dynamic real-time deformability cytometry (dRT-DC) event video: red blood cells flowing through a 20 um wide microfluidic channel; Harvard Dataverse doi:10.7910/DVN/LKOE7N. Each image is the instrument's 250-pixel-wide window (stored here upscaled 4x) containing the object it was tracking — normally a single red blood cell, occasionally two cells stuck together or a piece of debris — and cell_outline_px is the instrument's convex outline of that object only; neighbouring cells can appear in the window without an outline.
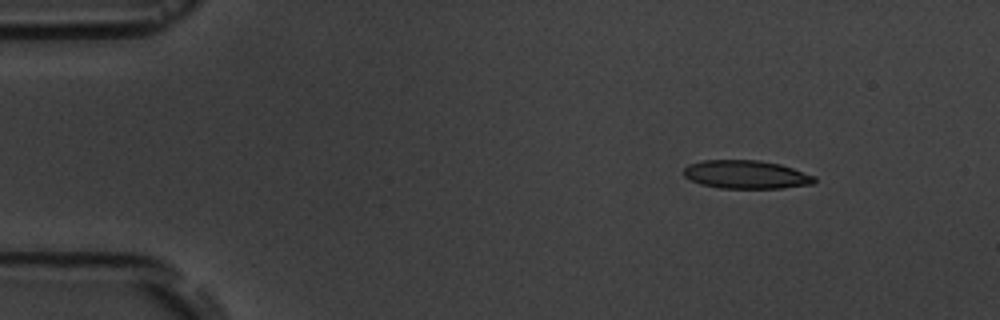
{"species": "common noctule bat (a hibernating species)", "species_latin": "Nyctalus noctula", "temperature_condition": "room temperature", "stored_images_in_passage": 7, "camera_frame_rate_fps": 3000, "um_per_image_px": 0.085, "animal": {"sex": "male", "body_mass_g": 19.5, "forearm_length_mm": 54.6}, "frame": {"image": 1, "passage_image": 1, "time_ms": 0.0, "image_size_px": [1000, 320], "cell_outline_px": [[816, 180], [812, 184], [784, 188], [720, 188], [700, 184], [684, 176], [684, 168], [688, 164], [704, 160], [760, 160], [780, 164], [816, 176]], "centroid_in_image_um": [63.43, 14.83], "position_along_channel_um": 21.6, "area_um2": 21.62}}
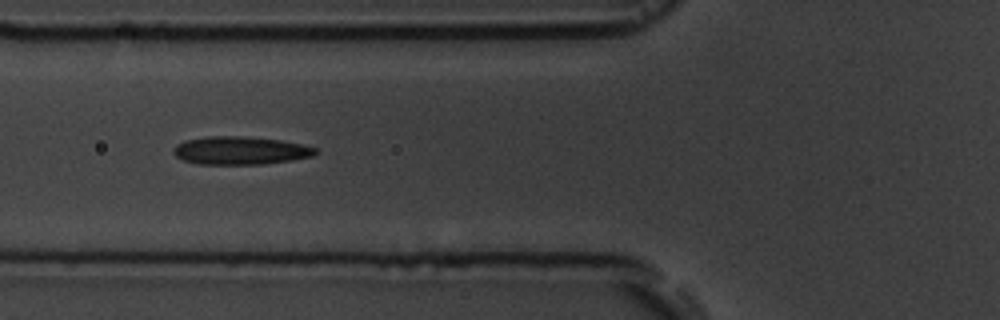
{"frame": {"image": 2, "passage_image": 5, "time_ms": 4.667, "image_size_px": [1000, 320], "cell_outline_px": [[320, 152], [312, 156], [292, 160], [264, 164], [196, 164], [184, 160], [176, 156], [172, 152], [176, 144], [184, 140], [208, 136], [244, 136], [280, 140], [304, 144], [316, 148]], "centroid_in_image_um": [20.44, 12.79], "position_along_channel_um": 105.4, "area_um2": 23.41}}
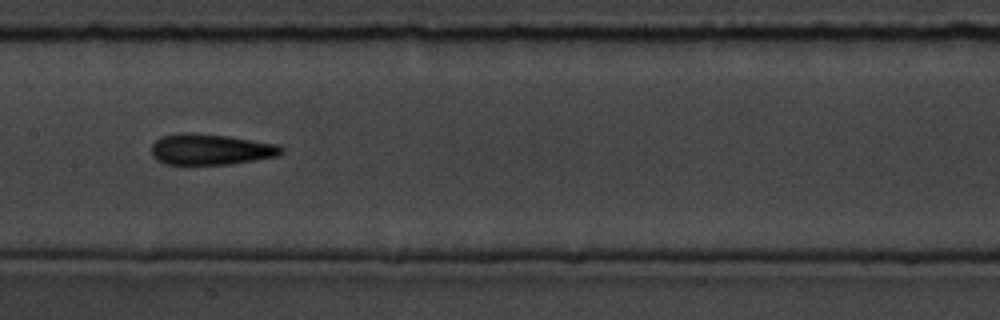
{"frame": {"image": 3, "passage_image": 7, "time_ms": 7.0, "image_size_px": [1000, 320], "cell_outline_px": [[284, 152], [276, 156], [256, 160], [228, 164], [164, 164], [156, 160], [152, 156], [152, 144], [156, 140], [164, 136], [180, 132], [192, 132], [228, 136], [280, 144], [284, 148]], "centroid_in_image_um": [17.92, 12.69], "position_along_channel_um": 189.5, "area_um2": 23.58}}